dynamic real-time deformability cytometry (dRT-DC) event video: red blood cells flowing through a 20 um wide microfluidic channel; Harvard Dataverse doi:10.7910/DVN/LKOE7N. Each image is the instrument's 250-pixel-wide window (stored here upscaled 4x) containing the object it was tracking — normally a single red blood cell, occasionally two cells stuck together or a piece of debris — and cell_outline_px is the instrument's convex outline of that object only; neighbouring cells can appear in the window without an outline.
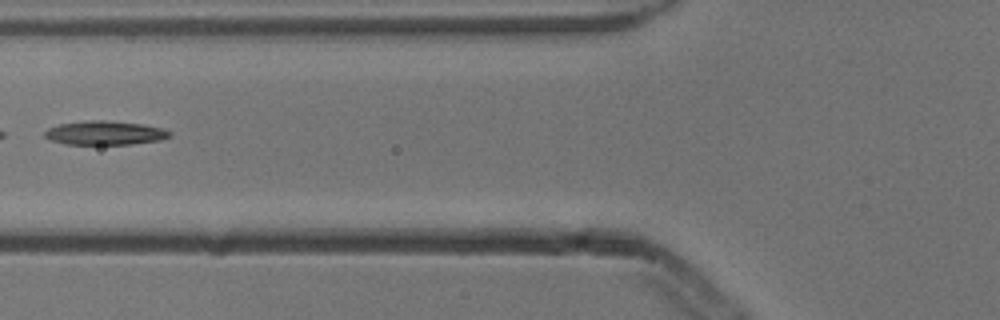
{"species": "common noctule bat (a hibernating species)", "species_latin": "Nyctalus noctula", "temperature_condition": "cold", "stored_images_in_passage": 3, "camera_frame_rate_fps": 3000, "um_per_image_px": 0.085, "animal": {"sex": "male", "body_mass_g": 13.3}, "frame": {"image": 1, "passage_image": 2, "time_ms": 0.333, "image_size_px": [1000, 320], "cell_outline_px": [[172, 132], [168, 136], [160, 140], [128, 144], [64, 144], [52, 140], [44, 136], [44, 132], [48, 128], [60, 124], [88, 120], [104, 120], [144, 124], [164, 128]], "centroid_in_image_um": [8.92, 11.29], "position_along_channel_um": 116.9, "area_um2": 17.34}}
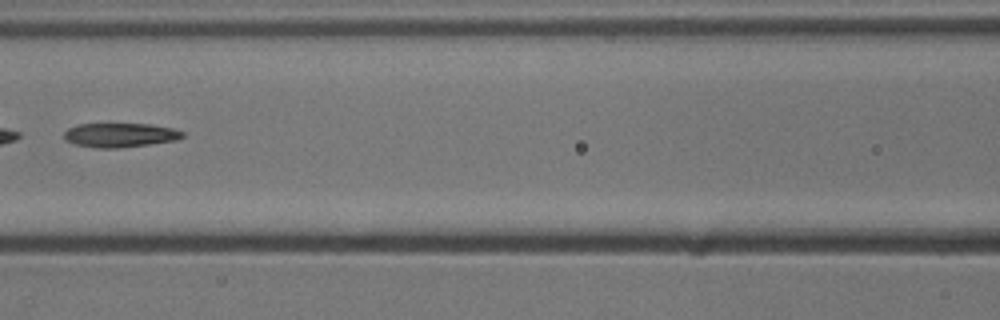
{"frame": {"image": 2, "passage_image": 3, "time_ms": 0.667, "image_size_px": [1000, 320], "cell_outline_px": [[184, 136], [176, 140], [120, 148], [96, 148], [76, 144], [64, 140], [64, 132], [68, 128], [76, 124], [148, 124], [172, 128], [184, 132]], "centroid_in_image_um": [10.17, 11.48], "position_along_channel_um": 156.4, "area_um2": 16.65}}